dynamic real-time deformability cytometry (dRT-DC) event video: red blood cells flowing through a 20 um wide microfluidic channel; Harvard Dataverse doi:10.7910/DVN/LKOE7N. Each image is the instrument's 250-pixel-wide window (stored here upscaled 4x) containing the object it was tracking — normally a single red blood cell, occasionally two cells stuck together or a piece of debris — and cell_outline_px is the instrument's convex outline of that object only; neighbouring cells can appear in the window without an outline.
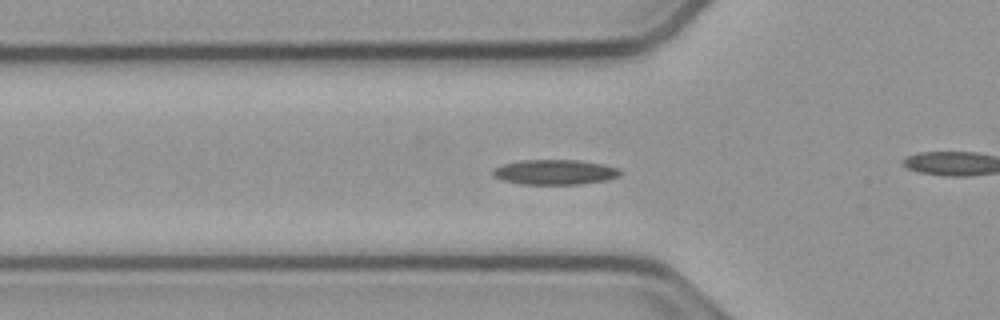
{"species": "common noctule bat (a hibernating species)", "species_latin": "Nyctalus noctula", "temperature_condition": "cold", "stored_images_in_passage": 54, "camera_frame_rate_fps": 3000, "um_per_image_px": 0.085, "animal": {"sex": "male", "body_mass_g": 23.1, "forearm_length_mm": 52.7}, "frame": {"image": 1, "passage_image": 17, "time_ms": 5.333, "image_size_px": [1000, 320], "cell_outline_px": [[624, 172], [620, 176], [608, 180], [580, 184], [520, 184], [504, 180], [492, 176], [492, 172], [496, 168], [504, 164], [520, 160], [576, 160], [604, 164], [620, 168]], "centroid_in_image_um": [47.23, 14.63], "position_along_channel_um": 78.6, "area_um2": 18.67}}
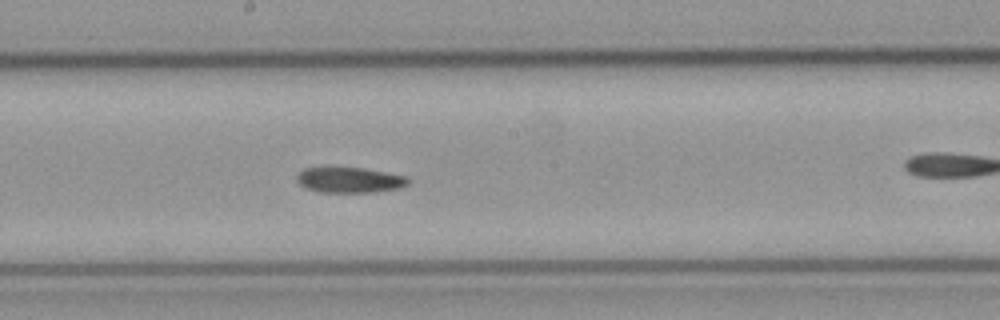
{"frame": {"image": 2, "passage_image": 28, "time_ms": 9.0, "image_size_px": [1000, 320], "cell_outline_px": [[408, 184], [400, 188], [372, 192], [316, 192], [300, 184], [296, 180], [296, 176], [304, 168], [364, 168], [408, 176]], "centroid_in_image_um": [29.73, 15.3], "position_along_channel_um": 218.5, "area_um2": 16.42}}
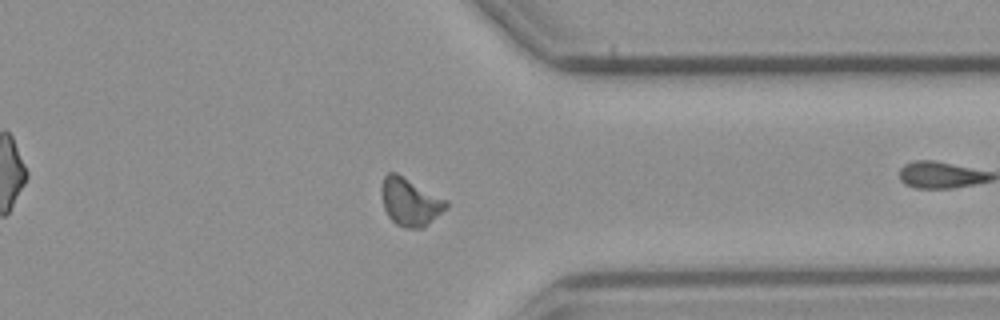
{"frame": {"image": 3, "passage_image": 41, "time_ms": 13.333, "image_size_px": [1000, 320], "cell_outline_px": [[448, 208], [424, 228], [404, 228], [396, 224], [388, 216], [384, 208], [380, 192], [380, 188], [384, 176], [388, 172], [396, 172], [448, 200]], "centroid_in_image_um": [34.86, 17.16], "position_along_channel_um": 376.5, "area_um2": 18.32}}